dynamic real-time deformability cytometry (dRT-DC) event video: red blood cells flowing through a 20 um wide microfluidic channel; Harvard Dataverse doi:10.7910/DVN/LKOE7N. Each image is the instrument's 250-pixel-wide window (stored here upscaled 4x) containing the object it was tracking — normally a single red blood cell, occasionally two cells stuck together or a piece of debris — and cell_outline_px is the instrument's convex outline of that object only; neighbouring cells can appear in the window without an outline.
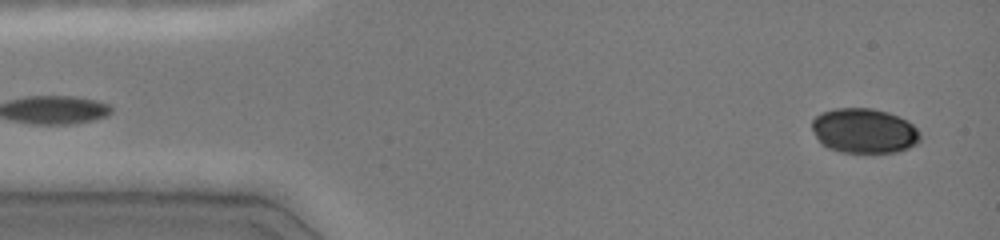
{"species": "common noctule bat (a hibernating species)", "species_latin": "Nyctalus noctula", "temperature_condition": "cold", "stored_images_in_passage": 46, "camera_frame_rate_fps": 3000, "um_per_image_px": 0.085, "animal": {"sex": "female", "body_mass_g": 19.0, "forearm_length_mm": 51.5}, "frame": {"image": 1, "passage_image": 2, "time_ms": 0.333, "image_size_px": [1000, 240], "cell_outline_px": [[920, 140], [916, 144], [908, 148], [896, 152], [840, 152], [828, 148], [820, 144], [812, 128], [812, 120], [820, 112], [832, 108], [872, 108], [888, 112], [912, 124], [920, 132]], "centroid_in_image_um": [73.42, 11.11], "position_along_channel_um": 11.6, "area_um2": 28.32}}
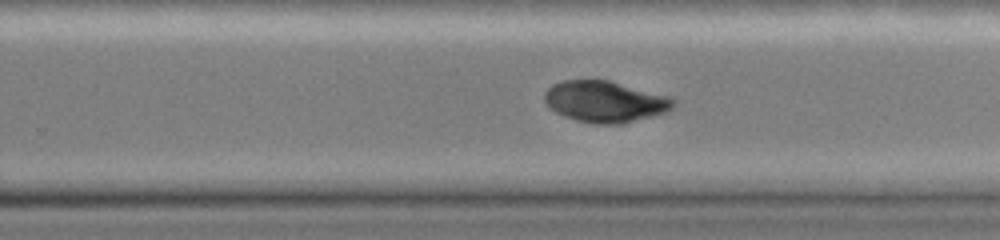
{"frame": {"image": 2, "passage_image": 29, "time_ms": 9.333, "image_size_px": [1000, 240], "cell_outline_px": [[676, 104], [672, 108], [664, 112], [652, 116], [624, 124], [592, 124], [576, 120], [564, 116], [548, 108], [544, 100], [544, 92], [552, 84], [564, 80], [608, 80], [672, 96], [676, 100]], "centroid_in_image_um": [51.43, 8.64], "position_along_channel_um": 278.4, "area_um2": 31.39}}
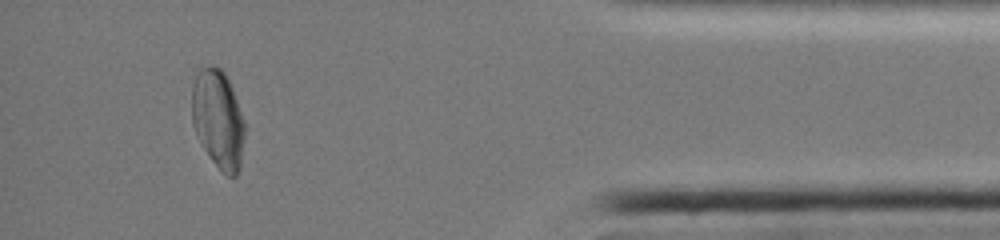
{"frame": {"image": 3, "passage_image": 42, "time_ms": 13.667, "image_size_px": [1000, 240], "cell_outline_px": [[244, 136], [240, 168], [236, 176], [228, 176], [220, 172], [208, 156], [200, 144], [196, 136], [192, 124], [192, 84], [200, 64], [212, 64], [220, 68], [224, 72], [232, 88], [244, 120]], "centroid_in_image_um": [18.51, 10.11], "position_along_channel_um": 416.7, "area_um2": 30.98}}